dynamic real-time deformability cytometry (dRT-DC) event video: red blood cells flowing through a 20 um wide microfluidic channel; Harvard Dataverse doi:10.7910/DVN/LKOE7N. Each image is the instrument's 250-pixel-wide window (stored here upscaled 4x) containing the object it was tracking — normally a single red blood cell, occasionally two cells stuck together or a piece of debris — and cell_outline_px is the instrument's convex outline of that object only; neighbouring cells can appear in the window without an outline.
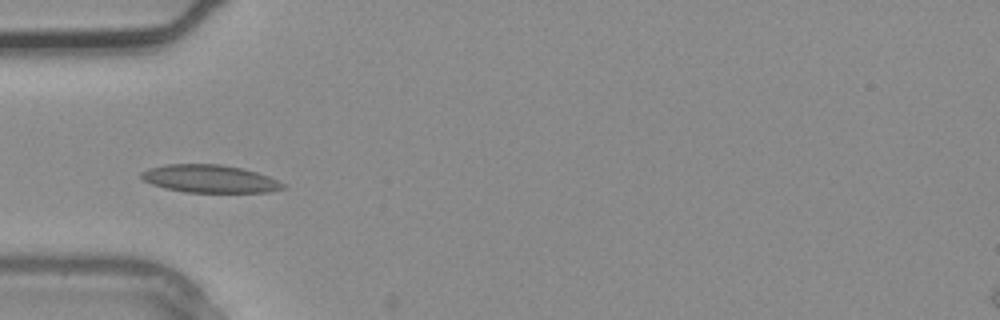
{"species": "common noctule bat (a hibernating species)", "species_latin": "Nyctalus noctula", "temperature_condition": "warm", "stored_images_in_passage": 3, "camera_frame_rate_fps": 3000, "um_per_image_px": 0.085, "animal": {"sex": "male", "body_mass_g": 20.4}, "frame": {"image": 1, "passage_image": 3, "time_ms": 0.667, "image_size_px": [1000, 320], "cell_outline_px": [[288, 188], [268, 192], [184, 192], [164, 188], [152, 184], [144, 180], [140, 176], [140, 172], [148, 168], [164, 164], [220, 164], [244, 168], [268, 176], [284, 184]], "centroid_in_image_um": [17.81, 15.19], "position_along_channel_um": 67.2, "area_um2": 23.06}}